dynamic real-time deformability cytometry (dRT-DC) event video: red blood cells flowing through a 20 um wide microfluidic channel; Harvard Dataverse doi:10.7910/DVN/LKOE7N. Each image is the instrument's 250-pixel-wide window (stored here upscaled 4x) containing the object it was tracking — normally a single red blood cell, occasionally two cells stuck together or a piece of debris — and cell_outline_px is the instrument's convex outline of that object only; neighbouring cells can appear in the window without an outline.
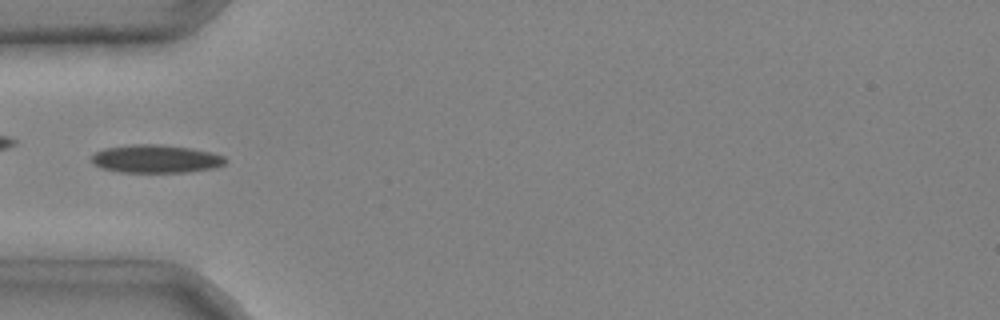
{"species": "common noctule bat (a hibernating species)", "species_latin": "Nyctalus noctula", "temperature_condition": "cold", "stored_images_in_passage": 5, "camera_frame_rate_fps": 3000, "um_per_image_px": 0.085, "animal": {"sex": "male", "body_mass_g": 20.4}, "frame": {"image": 1, "passage_image": 5, "time_ms": 1.333, "image_size_px": [1000, 320], "cell_outline_px": [[228, 160], [224, 164], [212, 168], [188, 172], [120, 172], [100, 168], [92, 164], [92, 156], [96, 152], [104, 148], [132, 144], [160, 144], [192, 148], [212, 152], [224, 156]], "centroid_in_image_um": [13.24, 13.5], "position_along_channel_um": 71.8, "area_um2": 22.08}}